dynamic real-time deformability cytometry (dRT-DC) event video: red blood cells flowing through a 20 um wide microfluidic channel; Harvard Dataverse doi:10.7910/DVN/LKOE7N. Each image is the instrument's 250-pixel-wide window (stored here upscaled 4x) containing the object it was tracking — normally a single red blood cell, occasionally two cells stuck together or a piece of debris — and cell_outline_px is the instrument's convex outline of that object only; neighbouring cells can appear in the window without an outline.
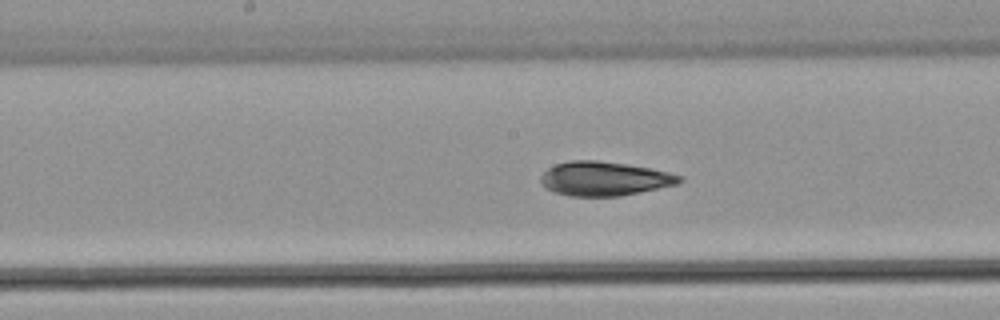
{"species": "common noctule bat (a hibernating species)", "species_latin": "Nyctalus noctula", "temperature_condition": "warm", "stored_images_in_passage": 14, "camera_frame_rate_fps": 3000, "um_per_image_px": 0.085, "animal": {"sex": "male", "body_mass_g": 21.5, "forearm_length_mm": 52.0}, "frame": {"image": 1, "passage_image": 12, "time_ms": 3.667, "image_size_px": [1000, 320], "cell_outline_px": [[684, 180], [680, 184], [620, 196], [568, 196], [552, 192], [540, 180], [540, 176], [548, 168], [556, 164], [572, 160], [596, 160], [628, 164], [668, 172], [684, 176]], "centroid_in_image_um": [51.41, 15.19], "position_along_channel_um": 196.8, "area_um2": 27.69}}